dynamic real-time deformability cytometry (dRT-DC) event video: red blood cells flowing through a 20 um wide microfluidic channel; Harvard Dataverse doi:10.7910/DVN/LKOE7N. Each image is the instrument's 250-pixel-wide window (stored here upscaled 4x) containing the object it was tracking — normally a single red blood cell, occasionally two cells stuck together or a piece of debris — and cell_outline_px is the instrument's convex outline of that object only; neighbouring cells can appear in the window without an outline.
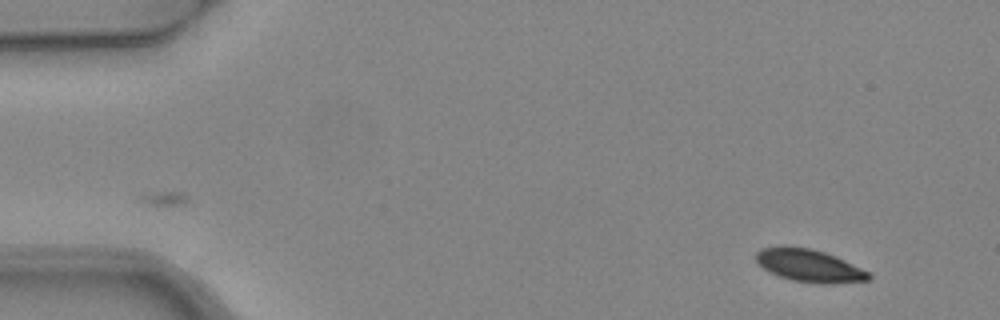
{"species": "common noctule bat (a hibernating species)", "species_latin": "Nyctalus noctula", "temperature_condition": "warm", "stored_images_in_passage": 4, "camera_frame_rate_fps": 3000, "um_per_image_px": 0.085, "animal": {"sex": "female", "body_mass_g": 24.6, "forearm_length_mm": 56.2}, "frame": {"image": 1, "passage_image": 1, "time_ms": 0.0, "image_size_px": [1000, 320], "cell_outline_px": [[872, 276], [868, 280], [832, 284], [820, 284], [792, 280], [768, 272], [756, 260], [756, 252], [760, 248], [784, 244], [812, 248], [836, 256], [868, 272]], "centroid_in_image_um": [68.74, 22.55], "position_along_channel_um": 16.3, "area_um2": 21.68}}
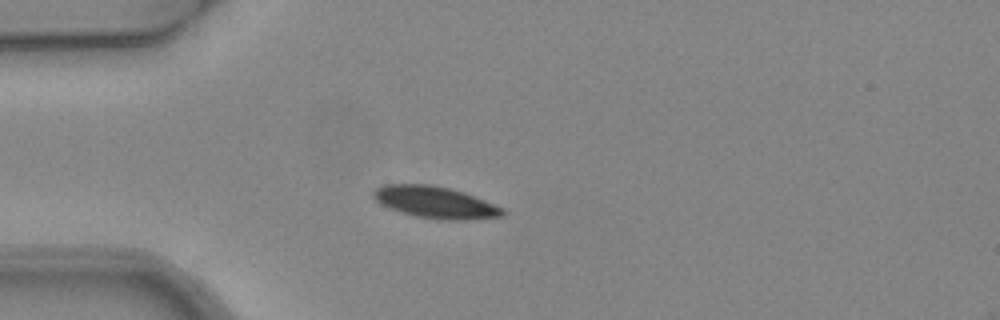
{"frame": {"image": 2, "passage_image": 4, "time_ms": 1.0, "image_size_px": [1000, 320], "cell_outline_px": [[508, 212], [504, 216], [472, 220], [440, 220], [416, 216], [400, 212], [380, 204], [372, 196], [372, 192], [376, 188], [384, 184], [428, 184], [448, 188], [464, 192], [504, 208]], "centroid_in_image_um": [37.02, 17.21], "position_along_channel_um": 48.0, "area_um2": 24.16}}